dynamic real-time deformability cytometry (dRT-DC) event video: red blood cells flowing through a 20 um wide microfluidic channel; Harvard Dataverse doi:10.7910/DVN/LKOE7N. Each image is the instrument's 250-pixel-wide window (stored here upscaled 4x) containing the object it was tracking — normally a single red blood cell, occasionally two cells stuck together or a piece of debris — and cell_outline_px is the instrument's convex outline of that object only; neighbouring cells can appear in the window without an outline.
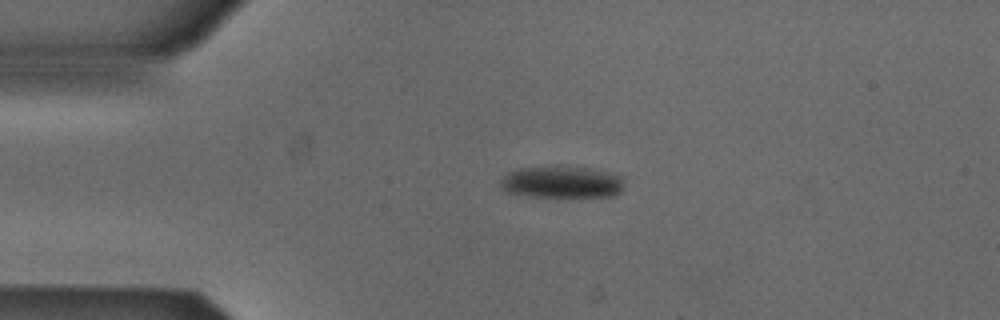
{"species": "Egyptian fruit bat (a non-hibernating species)", "species_latin": "Rousettus aegyptiacus", "temperature_condition": "cold", "stored_images_in_passage": 3, "camera_frame_rate_fps": 3000, "um_per_image_px": 0.085, "animal": {"sex": "male"}, "frame": {"image": 1, "passage_image": 2, "time_ms": 0.333, "image_size_px": [1000, 320], "cell_outline_px": [[624, 188], [616, 196], [528, 196], [508, 192], [500, 184], [500, 180], [508, 172], [516, 168], [556, 164], [560, 164], [592, 168], [624, 176]], "centroid_in_image_um": [47.79, 15.43], "position_along_channel_um": 37.2, "area_um2": 23.76}}